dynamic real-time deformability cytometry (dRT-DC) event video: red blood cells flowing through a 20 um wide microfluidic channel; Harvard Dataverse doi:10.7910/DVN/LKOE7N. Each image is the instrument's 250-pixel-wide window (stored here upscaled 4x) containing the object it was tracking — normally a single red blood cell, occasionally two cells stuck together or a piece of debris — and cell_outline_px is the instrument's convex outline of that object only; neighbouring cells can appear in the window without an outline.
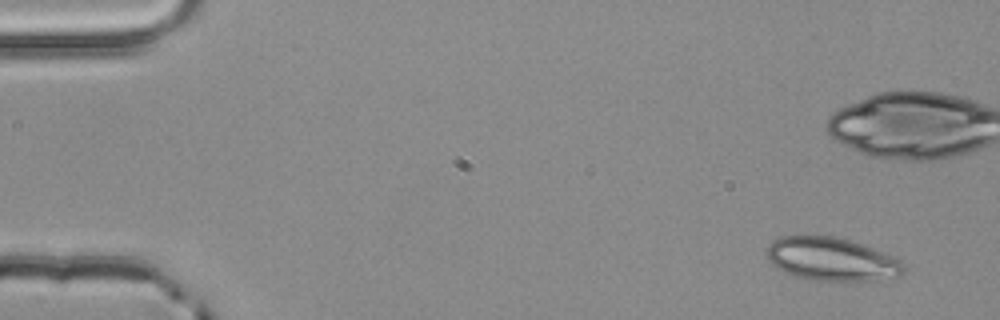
{"species": "common noctule bat (a hibernating species)", "species_latin": "Nyctalus noctula", "temperature_condition": "room temperature", "stored_images_in_passage": 5, "camera_frame_rate_fps": 3000, "um_per_image_px": 0.085, "animal": {"sex": "male", "body_mass_g": 20.4}, "frame": {"image": 1, "passage_image": 1, "time_ms": 0.0, "image_size_px": [1000, 320], "cell_outline_px": [[904, 272], [900, 276], [876, 280], [820, 280], [796, 276], [784, 272], [772, 264], [768, 260], [764, 252], [768, 244], [772, 240], [780, 236], [832, 236], [848, 240], [884, 252], [900, 260], [904, 264]], "centroid_in_image_um": [70.65, 22.02], "position_along_channel_um": 14.4, "area_um2": 34.33}}